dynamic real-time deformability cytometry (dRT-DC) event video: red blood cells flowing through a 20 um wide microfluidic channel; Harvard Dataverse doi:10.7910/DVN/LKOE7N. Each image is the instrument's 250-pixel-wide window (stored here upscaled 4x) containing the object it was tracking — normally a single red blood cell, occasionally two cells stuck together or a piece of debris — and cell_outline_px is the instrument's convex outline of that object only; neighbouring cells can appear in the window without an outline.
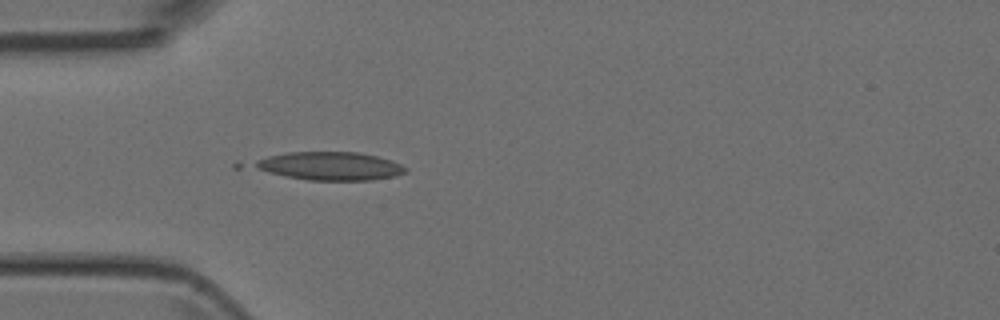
{"species": "Egyptian fruit bat (a non-hibernating species)", "species_latin": "Rousettus aegyptiacus", "temperature_condition": "room temperature", "stored_images_in_passage": 29, "camera_frame_rate_fps": 3000, "um_per_image_px": 0.085, "animal": {"sex": "female"}, "frame": {"image": 1, "passage_image": 8, "time_ms": 2.333, "image_size_px": [1000, 320], "cell_outline_px": [[408, 172], [396, 176], [368, 180], [308, 180], [232, 168], [232, 164], [236, 160], [288, 152], [360, 152], [392, 160], [408, 168]], "centroid_in_image_um": [27.49, 14.1], "position_along_channel_um": 57.5, "area_um2": 27.28}}
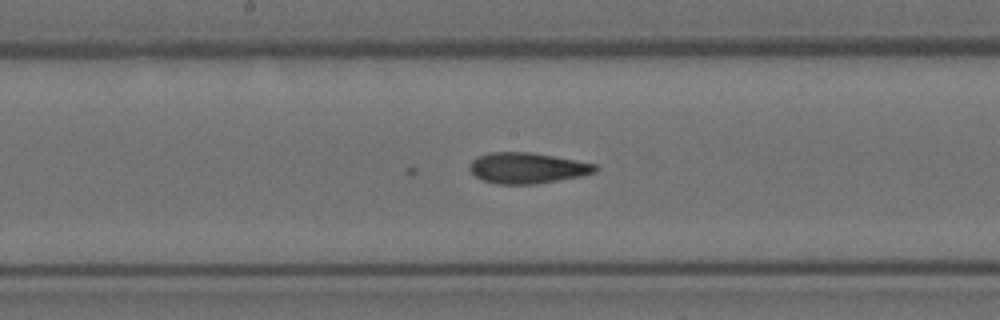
{"frame": {"image": 2, "passage_image": 19, "time_ms": 6.0, "image_size_px": [1000, 320], "cell_outline_px": [[600, 168], [596, 172], [584, 176], [536, 184], [500, 184], [484, 180], [476, 176], [468, 168], [472, 160], [476, 156], [492, 152], [528, 152], [552, 156], [596, 164]], "centroid_in_image_um": [44.84, 14.28], "position_along_channel_um": 203.4, "area_um2": 22.54}}
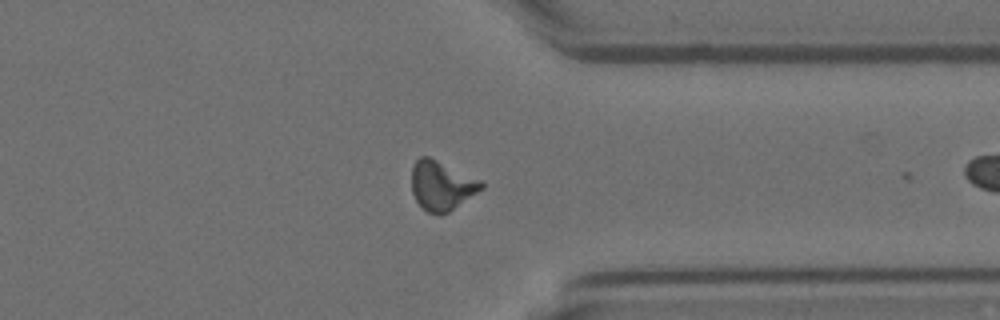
{"frame": {"image": 3, "passage_image": 28, "time_ms": 9.0, "image_size_px": [1000, 320], "cell_outline_px": [[484, 188], [448, 212], [440, 216], [428, 212], [416, 200], [412, 192], [412, 168], [416, 160], [420, 156], [428, 156], [480, 180], [484, 184]], "centroid_in_image_um": [37.52, 15.78], "position_along_channel_um": 373.9, "area_um2": 19.77}}